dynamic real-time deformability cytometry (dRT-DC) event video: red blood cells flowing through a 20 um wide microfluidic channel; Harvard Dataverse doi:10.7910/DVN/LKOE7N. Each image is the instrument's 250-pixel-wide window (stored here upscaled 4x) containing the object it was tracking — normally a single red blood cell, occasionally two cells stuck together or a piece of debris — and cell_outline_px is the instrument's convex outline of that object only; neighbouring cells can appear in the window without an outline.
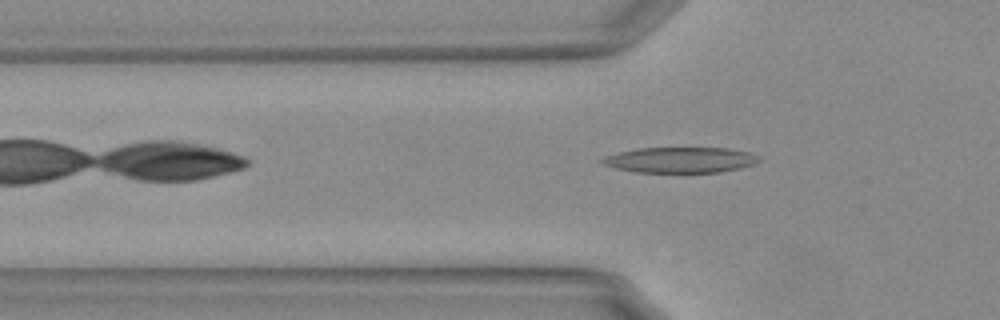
{"species": "Egyptian fruit bat (a non-hibernating species)", "species_latin": "Rousettus aegyptiacus", "temperature_condition": "warm", "stored_images_in_passage": 42, "camera_frame_rate_fps": 3000, "um_per_image_px": 0.085, "animal": {"sex": "female"}, "frame": {"image": 1, "passage_image": 5, "time_ms": 1.333, "image_size_px": [1000, 320], "cell_outline_px": [[764, 160], [756, 164], [740, 168], [720, 172], [636, 172], [616, 168], [604, 164], [600, 160], [604, 156], [636, 148], [728, 148], [748, 152], [760, 156]], "centroid_in_image_um": [57.89, 13.59], "position_along_channel_um": 67.9, "area_um2": 23.47}}
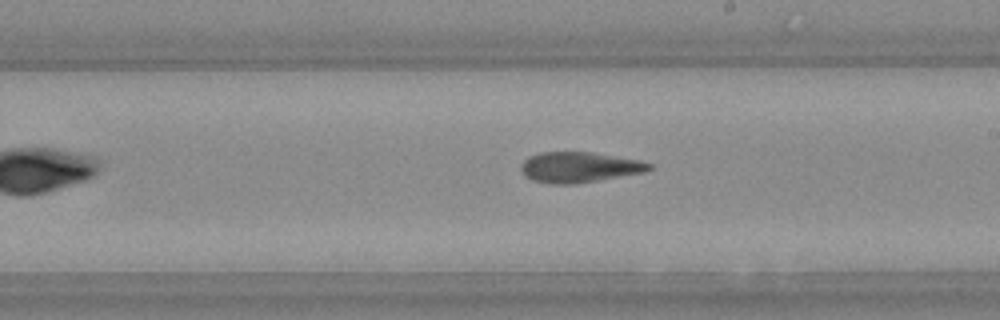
{"frame": {"image": 2, "passage_image": 19, "time_ms": 6.0, "image_size_px": [1000, 320], "cell_outline_px": [[652, 168], [644, 172], [576, 184], [548, 184], [532, 180], [524, 176], [520, 168], [524, 160], [528, 156], [540, 152], [592, 152], [640, 160], [652, 164]], "centroid_in_image_um": [49.2, 14.21], "position_along_channel_um": 239.8, "area_um2": 22.89}}
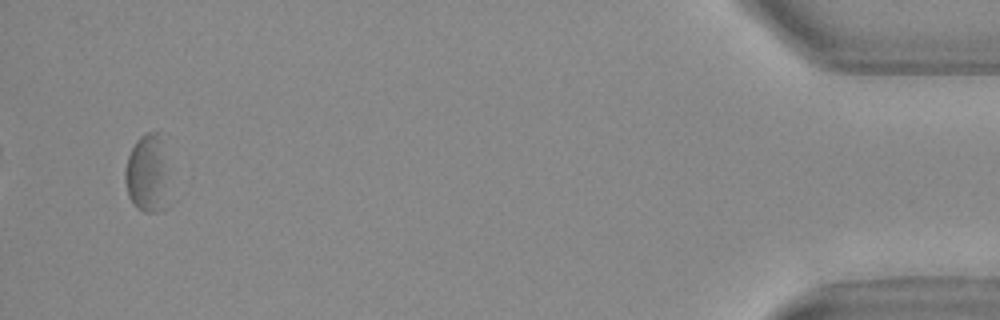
{"frame": {"image": 3, "passage_image": 40, "time_ms": 13.0, "image_size_px": [1000, 320], "cell_outline_px": [[168, 208], [156, 212], [144, 212], [136, 208], [128, 196], [124, 180], [124, 168], [128, 156], [136, 140], [140, 136], [148, 132], [160, 132]], "centroid_in_image_um": [12.46, 14.81], "position_along_channel_um": 422.7, "area_um2": 19.59}, "authors_computed_cell_mechanics": {"area_um2": 22.8021, "velocity_mm_per_s": 3.7056, "shape_relaxation_time_tau1_ms": 3.4423, "shape_relaxation_time_tau2_ms": 3.6299, "deformation_change_tau1": 0.1428, "deformation_change_tau2": 0.1252}}